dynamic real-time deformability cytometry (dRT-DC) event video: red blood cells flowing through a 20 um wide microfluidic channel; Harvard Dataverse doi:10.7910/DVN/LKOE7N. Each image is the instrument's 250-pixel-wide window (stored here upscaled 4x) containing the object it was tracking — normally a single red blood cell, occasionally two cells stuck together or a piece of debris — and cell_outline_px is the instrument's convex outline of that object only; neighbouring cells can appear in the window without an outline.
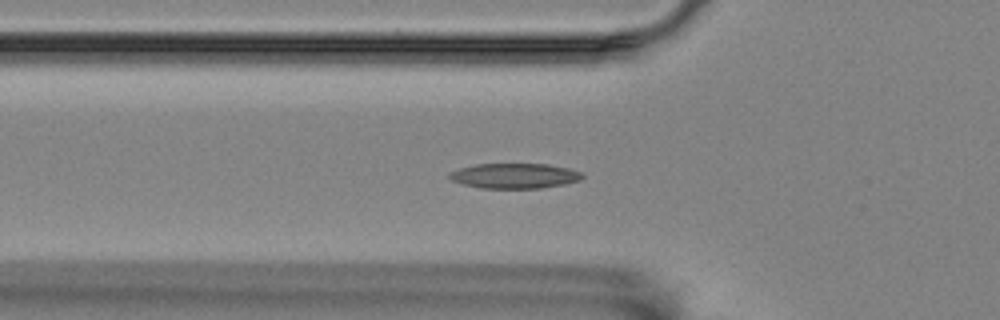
{"species": "Egyptian fruit bat (a non-hibernating species)", "species_latin": "Rousettus aegyptiacus", "temperature_condition": "room temperature", "stored_images_in_passage": 33, "camera_frame_rate_fps": 3000, "um_per_image_px": 0.085, "animal": {"sex": "female"}, "frame": {"image": 1, "passage_image": 2, "time_ms": 0.333, "image_size_px": [1000, 320], "cell_outline_px": [[584, 176], [580, 180], [564, 184], [540, 188], [480, 188], [464, 184], [452, 180], [448, 176], [448, 172], [460, 168], [476, 164], [548, 164], [568, 168], [580, 172]], "centroid_in_image_um": [43.73, 14.94], "position_along_channel_um": 82.1, "area_um2": 19.36}}
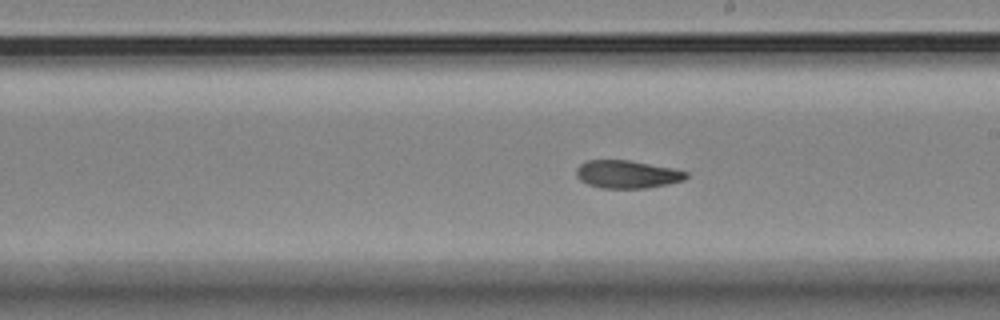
{"frame": {"image": 2, "passage_image": 15, "time_ms": 4.667, "image_size_px": [1000, 320], "cell_outline_px": [[688, 176], [684, 180], [668, 184], [648, 188], [600, 188], [588, 184], [580, 180], [576, 176], [576, 168], [580, 164], [588, 160], [628, 160], [672, 168], [688, 172]], "centroid_in_image_um": [53.3, 14.82], "position_along_channel_um": 235.7, "area_um2": 17.86}}
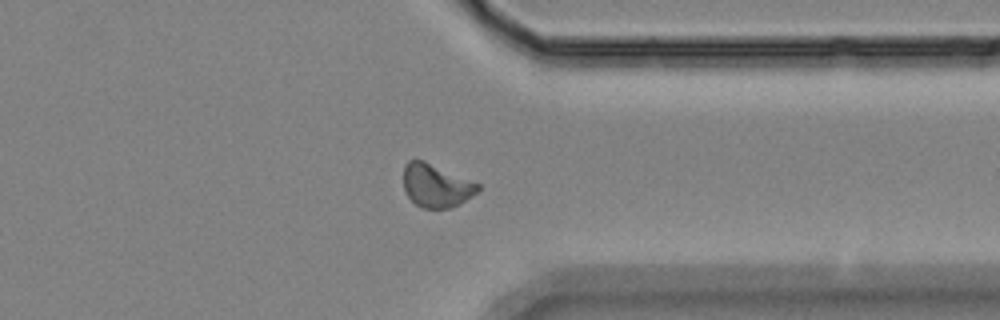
{"frame": {"image": 3, "passage_image": 27, "time_ms": 8.667, "image_size_px": [1000, 320], "cell_outline_px": [[480, 188], [472, 196], [452, 208], [420, 208], [404, 192], [404, 164], [408, 160], [424, 160], [480, 184]], "centroid_in_image_um": [37.05, 15.78], "position_along_channel_um": 374.3, "area_um2": 18.73}}